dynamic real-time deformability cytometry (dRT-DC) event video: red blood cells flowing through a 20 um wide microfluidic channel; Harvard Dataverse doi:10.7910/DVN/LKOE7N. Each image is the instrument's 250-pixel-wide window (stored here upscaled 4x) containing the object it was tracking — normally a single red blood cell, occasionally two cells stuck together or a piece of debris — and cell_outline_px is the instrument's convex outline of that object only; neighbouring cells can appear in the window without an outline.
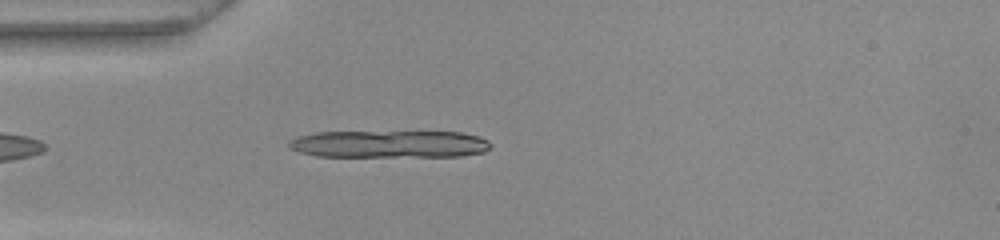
{"species": "common noctule bat (a hibernating species)", "species_latin": "Nyctalus noctula", "temperature_condition": "warm", "stored_images_in_passage": 37, "segment_of_instrument_passage": [1, 2], "camera_frame_rate_fps": 3000, "um_per_image_px": 0.085, "animal": {"sex": "female", "body_mass_g": 22.0, "forearm_length_mm": 56.7}, "frame": {"image": 1, "passage_image": 1, "time_ms": 0.0, "image_size_px": [1000, 240], "cell_outline_px": [[492, 144], [484, 152], [460, 156], [316, 156], [300, 152], [288, 148], [288, 144], [296, 136], [316, 132], [460, 132], [480, 136], [488, 140]], "centroid_in_image_um": [33.1, 12.24], "position_along_channel_um": 51.9, "area_um2": 32.14}}